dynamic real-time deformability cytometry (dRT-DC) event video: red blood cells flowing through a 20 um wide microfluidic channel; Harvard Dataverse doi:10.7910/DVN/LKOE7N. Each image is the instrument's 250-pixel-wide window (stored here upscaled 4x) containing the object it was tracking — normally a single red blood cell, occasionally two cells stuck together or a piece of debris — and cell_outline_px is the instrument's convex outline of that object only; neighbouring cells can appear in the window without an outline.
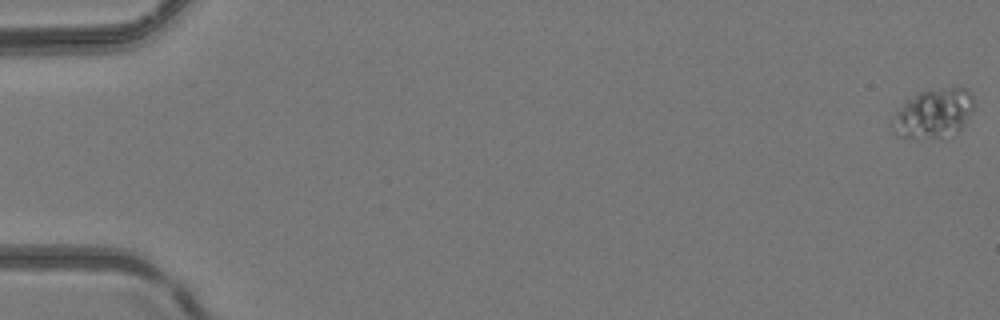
{"species": "common noctule bat (a hibernating species)", "species_latin": "Nyctalus noctula", "temperature_condition": "room temperature", "stored_images_in_passage": 17, "camera_frame_rate_fps": 3000, "um_per_image_px": 0.085, "animal": {"sex": "female", "body_mass_g": 24.6, "forearm_length_mm": 56.2}, "frame": {"image": 1, "passage_image": 1, "time_ms": 0.0, "image_size_px": [1000, 320], "cell_outline_px": [[972, 112], [964, 124], [956, 132], [944, 140], [912, 140], [896, 136], [892, 132], [888, 124], [888, 120], [904, 100], [920, 92], [956, 84], [968, 88], [972, 96]], "centroid_in_image_um": [79.27, 9.68], "position_along_channel_um": 5.7, "area_um2": 25.09}}
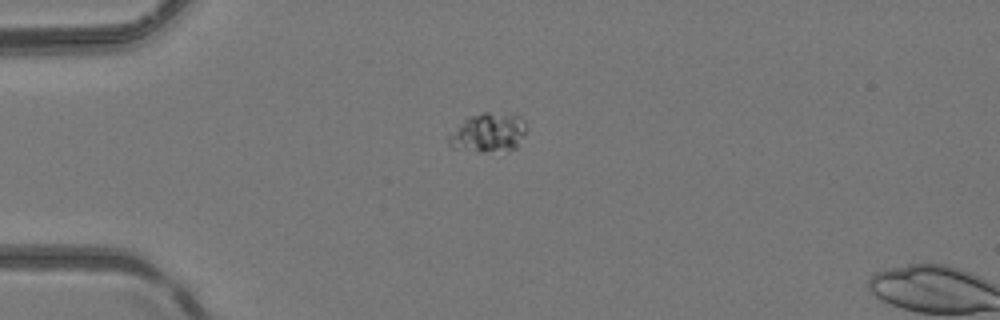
{"frame": {"image": 2, "passage_image": 15, "time_ms": 4.667, "image_size_px": [1000, 320], "cell_outline_px": [[524, 136], [516, 148], [508, 152], [476, 152], [452, 148], [448, 144], [448, 136], [468, 116], [484, 112], [488, 112], [520, 116], [524, 120]], "centroid_in_image_um": [41.5, 11.31], "position_along_channel_um": 43.5, "area_um2": 17.86}}